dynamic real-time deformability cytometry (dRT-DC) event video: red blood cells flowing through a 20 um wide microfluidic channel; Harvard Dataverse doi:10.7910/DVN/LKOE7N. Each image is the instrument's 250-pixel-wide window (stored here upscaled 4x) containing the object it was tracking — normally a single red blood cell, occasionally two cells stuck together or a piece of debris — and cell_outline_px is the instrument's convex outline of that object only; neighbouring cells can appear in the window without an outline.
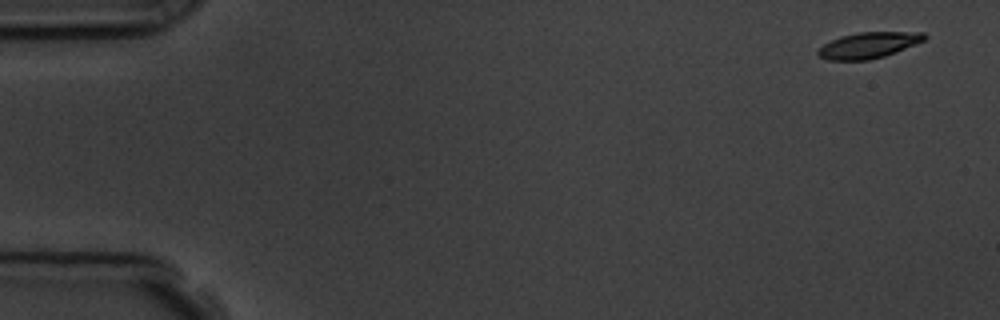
{"species": "common noctule bat (a hibernating species)", "species_latin": "Nyctalus noctula", "temperature_condition": "room temperature", "stored_images_in_passage": 5, "camera_frame_rate_fps": 3000, "um_per_image_px": 0.085, "animal": {"sex": "male", "body_mass_g": 19.5, "forearm_length_mm": 54.6}, "frame": {"image": 1, "passage_image": 1, "time_ms": 0.0, "image_size_px": [1000, 320], "cell_outline_px": [[928, 36], [924, 40], [896, 52], [884, 56], [868, 60], [828, 60], [820, 56], [816, 52], [824, 44], [840, 36], [860, 32], [924, 32]], "centroid_in_image_um": [73.84, 3.84], "position_along_channel_um": 11.2, "area_um2": 15.95}}
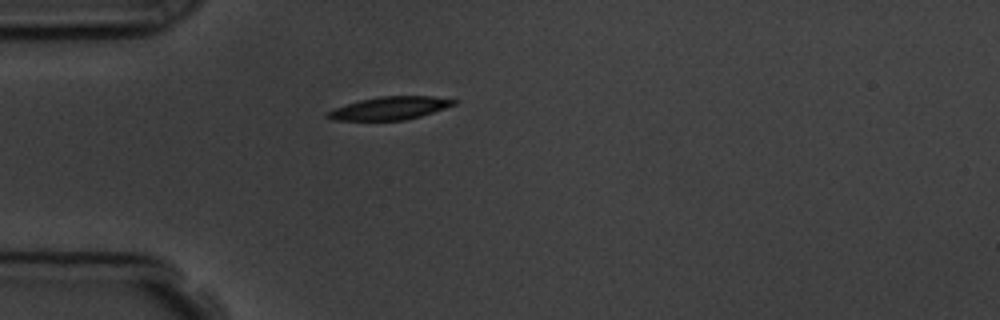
{"frame": {"image": 2, "passage_image": 5, "time_ms": 4.333, "image_size_px": [1000, 320], "cell_outline_px": [[456, 104], [420, 116], [404, 120], [332, 120], [324, 116], [328, 112], [336, 108], [360, 100], [380, 96], [432, 96], [456, 100]], "centroid_in_image_um": [33.13, 9.19], "position_along_channel_um": 51.9, "area_um2": 16.59}}